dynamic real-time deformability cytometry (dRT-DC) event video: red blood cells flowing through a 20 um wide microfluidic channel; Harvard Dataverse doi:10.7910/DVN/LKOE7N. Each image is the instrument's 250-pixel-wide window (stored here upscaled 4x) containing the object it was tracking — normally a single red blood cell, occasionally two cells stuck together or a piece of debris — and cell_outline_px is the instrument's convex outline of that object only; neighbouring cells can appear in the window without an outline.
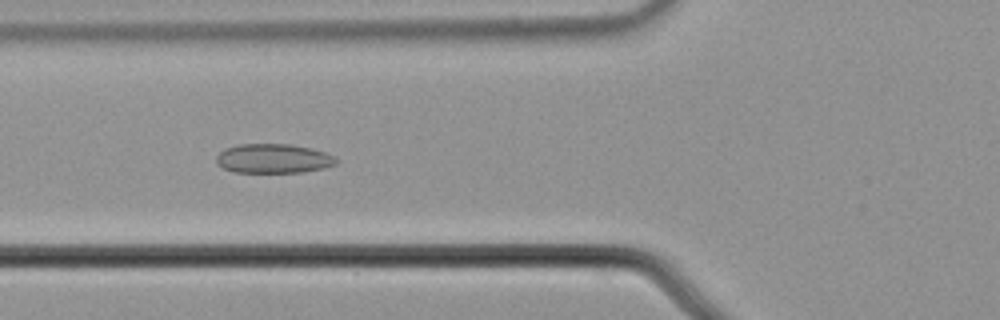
{"species": "common noctule bat (a hibernating species)", "species_latin": "Nyctalus noctula", "temperature_condition": "cold", "stored_images_in_passage": 57, "camera_frame_rate_fps": 3000, "um_per_image_px": 0.085, "animal": {"sex": "male", "body_mass_g": 21.5, "forearm_length_mm": 52.0}, "frame": {"image": 1, "passage_image": 22, "time_ms": 7.0, "image_size_px": [1000, 320], "cell_outline_px": [[340, 160], [336, 164], [324, 168], [300, 172], [232, 172], [216, 164], [216, 156], [224, 148], [240, 144], [292, 144], [312, 148], [336, 156]], "centroid_in_image_um": [23.25, 13.47], "position_along_channel_um": 102.5, "area_um2": 20.69}}
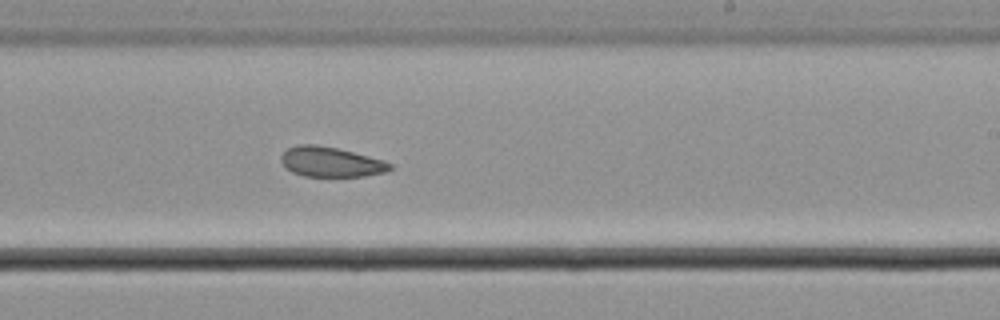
{"frame": {"image": 2, "passage_image": 35, "time_ms": 11.333, "image_size_px": [1000, 320], "cell_outline_px": [[392, 168], [388, 172], [364, 176], [304, 176], [292, 172], [284, 168], [280, 160], [280, 156], [288, 148], [300, 144], [316, 144], [336, 148], [384, 160], [392, 164]], "centroid_in_image_um": [28.1, 13.77], "position_along_channel_um": 260.9, "area_um2": 19.07}}
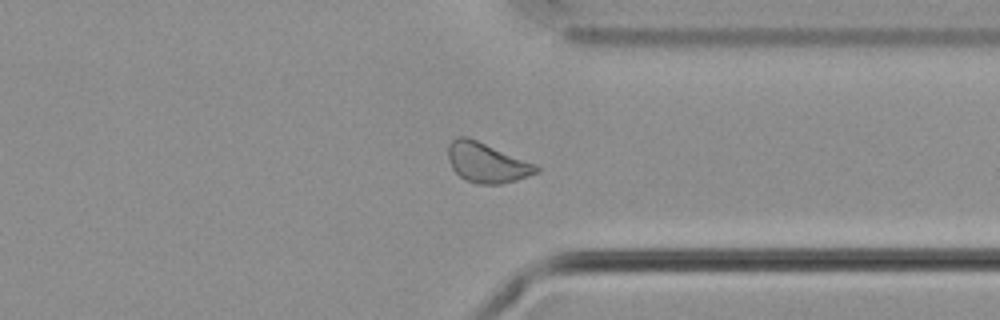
{"frame": {"image": 3, "passage_image": 44, "time_ms": 14.333, "image_size_px": [1000, 320], "cell_outline_px": [[540, 172], [516, 180], [500, 184], [476, 184], [464, 180], [452, 168], [448, 160], [448, 144], [456, 136], [468, 136], [536, 164], [540, 168]], "centroid_in_image_um": [41.36, 13.82], "position_along_channel_um": 370.0, "area_um2": 20.69}, "authors_computed_cell_mechanics": {"area_um2": 20.9236, "velocity_mm_per_s": 3.6541, "shape_relaxation_time_tau1_ms": null, "shape_relaxation_time_tau2_ms": 8.6582, "deformation_change_tau1": null, "deformation_change_tau2": 0.1315}}